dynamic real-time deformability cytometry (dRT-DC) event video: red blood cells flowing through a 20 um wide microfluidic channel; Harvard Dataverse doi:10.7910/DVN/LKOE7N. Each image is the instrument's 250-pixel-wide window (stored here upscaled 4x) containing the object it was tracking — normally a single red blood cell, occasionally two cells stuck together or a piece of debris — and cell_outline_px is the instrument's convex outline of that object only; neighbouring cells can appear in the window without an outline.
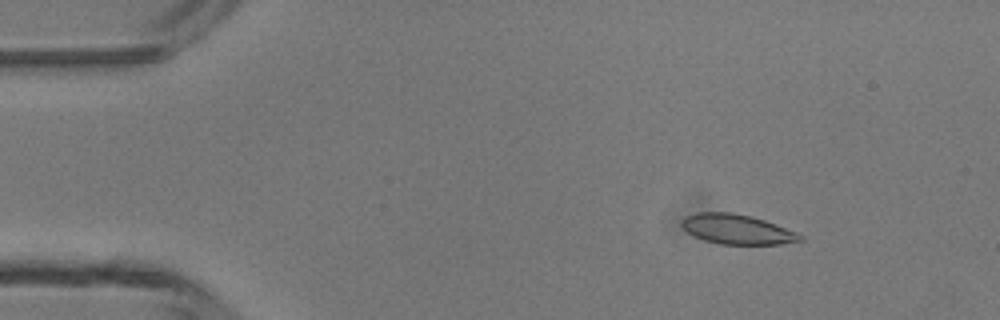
{"species": "common noctule bat (a hibernating species)", "species_latin": "Nyctalus noctula", "temperature_condition": "room temperature", "stored_images_in_passage": 47, "camera_frame_rate_fps": 3000, "um_per_image_px": 0.085, "animal": {"sex": "male", "body_mass_g": 13.3}, "frame": {"image": 1, "passage_image": 6, "time_ms": 1.667, "image_size_px": [1000, 320], "cell_outline_px": [[804, 240], [780, 244], [720, 244], [704, 240], [688, 232], [680, 224], [680, 220], [684, 216], [696, 212], [732, 212], [752, 216], [776, 224], [796, 232], [804, 236]], "centroid_in_image_um": [62.64, 19.48], "position_along_channel_um": 22.4, "area_um2": 20.63}}
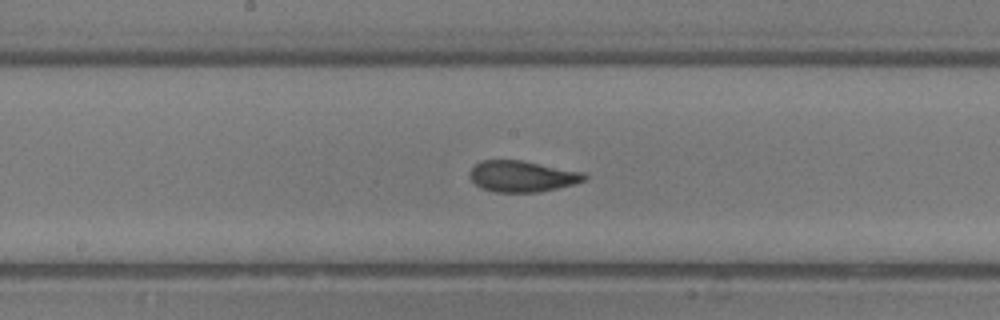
{"frame": {"image": 2, "passage_image": 24, "time_ms": 7.667, "image_size_px": [1000, 320], "cell_outline_px": [[588, 176], [584, 180], [572, 184], [540, 192], [492, 192], [476, 184], [468, 176], [468, 172], [480, 160], [520, 160], [584, 172]], "centroid_in_image_um": [44.35, 14.98], "position_along_channel_um": 203.8, "area_um2": 20.69}}
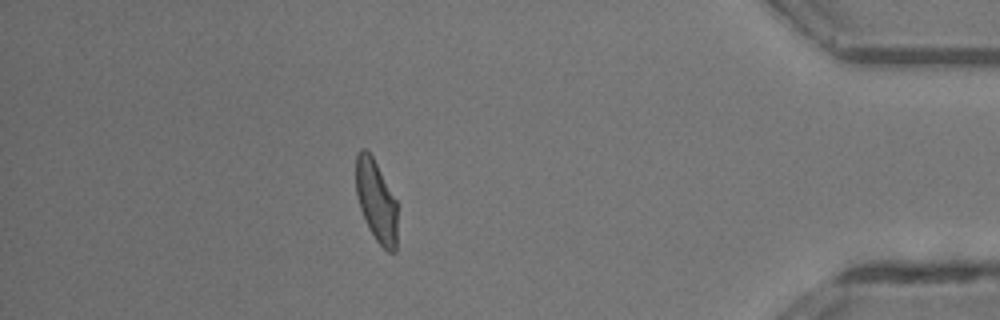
{"frame": {"image": 3, "passage_image": 41, "time_ms": 13.333, "image_size_px": [1000, 320], "cell_outline_px": [[396, 252], [388, 252], [376, 240], [368, 228], [360, 208], [356, 196], [356, 156], [360, 148], [364, 148], [372, 156], [396, 200]], "centroid_in_image_um": [31.96, 17.09], "position_along_channel_um": 403.2, "area_um2": 19.54}, "authors_computed_cell_mechanics": {"area_um2": 20.6346, "velocity_mm_per_s": 4.3544, "shape_relaxation_time_tau1_ms": 5.9836, "shape_relaxation_time_tau2_ms": 1.0449, "deformation_change_tau1": 0.1863, "deformation_change_tau2": 0.0644}}